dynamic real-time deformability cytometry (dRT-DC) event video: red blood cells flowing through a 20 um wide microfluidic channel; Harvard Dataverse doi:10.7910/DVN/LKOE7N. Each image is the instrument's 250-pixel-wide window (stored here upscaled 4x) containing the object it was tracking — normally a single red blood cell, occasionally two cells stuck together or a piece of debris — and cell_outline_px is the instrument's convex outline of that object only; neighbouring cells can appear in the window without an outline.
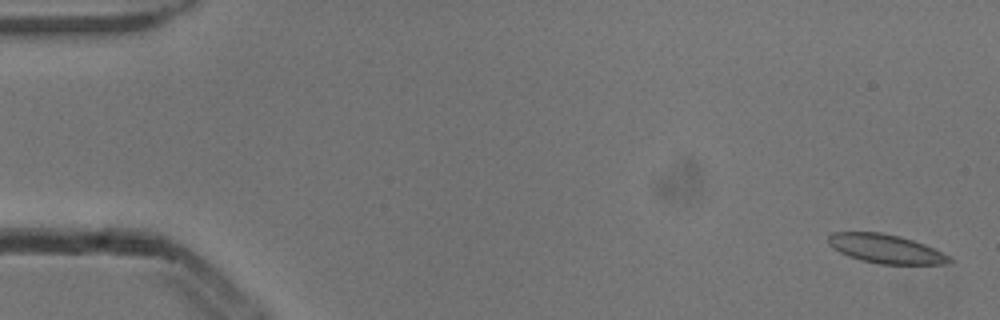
{"species": "common noctule bat (a hibernating species)", "species_latin": "Nyctalus noctula", "temperature_condition": "cold", "stored_images_in_passage": 5, "camera_frame_rate_fps": 3000, "um_per_image_px": 0.085, "animal": {"sex": "male", "body_mass_g": 13.3}, "frame": {"image": 1, "passage_image": 1, "time_ms": 0.0, "image_size_px": [1000, 320], "cell_outline_px": [[952, 260], [944, 264], [880, 264], [860, 260], [848, 256], [832, 248], [828, 244], [828, 236], [832, 232], [880, 232], [900, 236], [924, 244], [952, 256]], "centroid_in_image_um": [75.27, 21.15], "position_along_channel_um": 9.7, "area_um2": 20.46}}
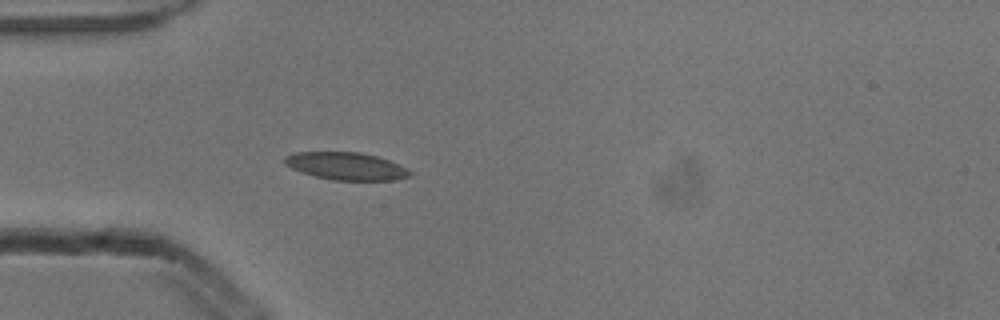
{"frame": {"image": 2, "passage_image": 5, "time_ms": 1.333, "image_size_px": [1000, 320], "cell_outline_px": [[412, 176], [396, 180], [332, 180], [300, 172], [284, 164], [284, 156], [296, 152], [360, 152], [376, 156], [388, 160], [408, 168], [412, 172]], "centroid_in_image_um": [29.44, 14.12], "position_along_channel_um": 55.6, "area_um2": 20.17}}